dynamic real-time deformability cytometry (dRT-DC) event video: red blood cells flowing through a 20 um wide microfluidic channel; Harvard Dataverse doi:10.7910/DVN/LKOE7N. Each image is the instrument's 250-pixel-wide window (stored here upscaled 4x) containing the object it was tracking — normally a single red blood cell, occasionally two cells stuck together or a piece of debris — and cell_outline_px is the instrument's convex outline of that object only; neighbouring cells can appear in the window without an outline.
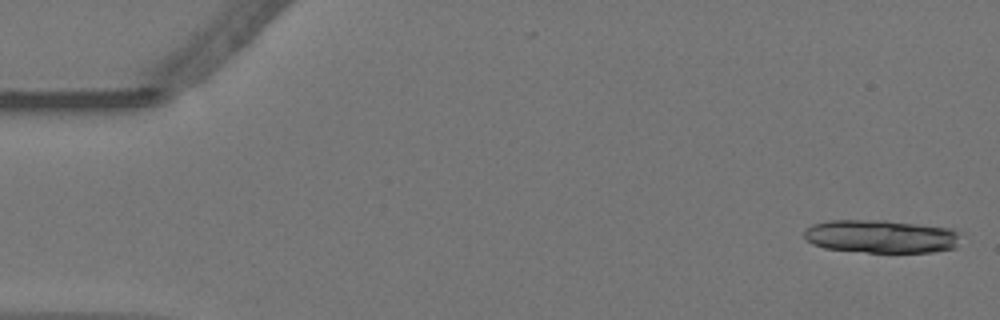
{"species": "Egyptian fruit bat (a non-hibernating species)", "species_latin": "Rousettus aegyptiacus", "temperature_condition": "warm", "stored_images_in_passage": 16, "camera_frame_rate_fps": 3000, "um_per_image_px": 0.085, "animal": {"sex": "female"}, "frame": {"image": 1, "passage_image": 1, "time_ms": 0.0, "image_size_px": [1000, 320], "cell_outline_px": [[964, 232], [956, 248], [932, 252], [868, 252], [824, 248], [812, 244], [804, 236], [804, 228], [812, 224], [828, 220], [888, 220], [952, 228]], "centroid_in_image_um": [74.95, 20.08], "position_along_channel_um": 10.0, "area_um2": 30.81}}